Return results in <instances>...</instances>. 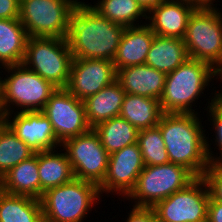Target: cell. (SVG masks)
<instances>
[{
	"mask_svg": "<svg viewBox=\"0 0 222 222\" xmlns=\"http://www.w3.org/2000/svg\"><path fill=\"white\" fill-rule=\"evenodd\" d=\"M214 78L220 79L222 81V58L221 61L214 67ZM215 95L217 98L222 99V90L219 91L215 90Z\"/></svg>",
	"mask_w": 222,
	"mask_h": 222,
	"instance_id": "cell-35",
	"label": "cell"
},
{
	"mask_svg": "<svg viewBox=\"0 0 222 222\" xmlns=\"http://www.w3.org/2000/svg\"><path fill=\"white\" fill-rule=\"evenodd\" d=\"M169 1H180V2H186L189 4H192L196 7H201L202 5L197 0H169Z\"/></svg>",
	"mask_w": 222,
	"mask_h": 222,
	"instance_id": "cell-37",
	"label": "cell"
},
{
	"mask_svg": "<svg viewBox=\"0 0 222 222\" xmlns=\"http://www.w3.org/2000/svg\"><path fill=\"white\" fill-rule=\"evenodd\" d=\"M200 114L163 113L158 123L171 163L185 166L196 177L210 166ZM200 118V119H199Z\"/></svg>",
	"mask_w": 222,
	"mask_h": 222,
	"instance_id": "cell-2",
	"label": "cell"
},
{
	"mask_svg": "<svg viewBox=\"0 0 222 222\" xmlns=\"http://www.w3.org/2000/svg\"><path fill=\"white\" fill-rule=\"evenodd\" d=\"M188 58L189 55L183 39L155 35L145 64L167 75Z\"/></svg>",
	"mask_w": 222,
	"mask_h": 222,
	"instance_id": "cell-21",
	"label": "cell"
},
{
	"mask_svg": "<svg viewBox=\"0 0 222 222\" xmlns=\"http://www.w3.org/2000/svg\"><path fill=\"white\" fill-rule=\"evenodd\" d=\"M125 28L79 1L71 13L66 38L73 59L113 61Z\"/></svg>",
	"mask_w": 222,
	"mask_h": 222,
	"instance_id": "cell-1",
	"label": "cell"
},
{
	"mask_svg": "<svg viewBox=\"0 0 222 222\" xmlns=\"http://www.w3.org/2000/svg\"><path fill=\"white\" fill-rule=\"evenodd\" d=\"M3 69L9 74L4 79L1 77L0 112L4 115L13 114L14 106L19 109L17 112L42 111L50 96L58 89L23 64Z\"/></svg>",
	"mask_w": 222,
	"mask_h": 222,
	"instance_id": "cell-4",
	"label": "cell"
},
{
	"mask_svg": "<svg viewBox=\"0 0 222 222\" xmlns=\"http://www.w3.org/2000/svg\"><path fill=\"white\" fill-rule=\"evenodd\" d=\"M35 152L6 125L0 132V179Z\"/></svg>",
	"mask_w": 222,
	"mask_h": 222,
	"instance_id": "cell-28",
	"label": "cell"
},
{
	"mask_svg": "<svg viewBox=\"0 0 222 222\" xmlns=\"http://www.w3.org/2000/svg\"><path fill=\"white\" fill-rule=\"evenodd\" d=\"M162 115L158 99L126 93L119 116L142 130L156 127Z\"/></svg>",
	"mask_w": 222,
	"mask_h": 222,
	"instance_id": "cell-24",
	"label": "cell"
},
{
	"mask_svg": "<svg viewBox=\"0 0 222 222\" xmlns=\"http://www.w3.org/2000/svg\"><path fill=\"white\" fill-rule=\"evenodd\" d=\"M113 61L104 59H73L66 89L79 100L98 93L116 80Z\"/></svg>",
	"mask_w": 222,
	"mask_h": 222,
	"instance_id": "cell-14",
	"label": "cell"
},
{
	"mask_svg": "<svg viewBox=\"0 0 222 222\" xmlns=\"http://www.w3.org/2000/svg\"><path fill=\"white\" fill-rule=\"evenodd\" d=\"M214 78V68L206 62L188 58L166 75L163 93L159 99L163 113H193L201 93ZM196 100V101H195ZM194 103V105H193Z\"/></svg>",
	"mask_w": 222,
	"mask_h": 222,
	"instance_id": "cell-3",
	"label": "cell"
},
{
	"mask_svg": "<svg viewBox=\"0 0 222 222\" xmlns=\"http://www.w3.org/2000/svg\"><path fill=\"white\" fill-rule=\"evenodd\" d=\"M210 191L204 177H196L183 189L152 208L157 222H207Z\"/></svg>",
	"mask_w": 222,
	"mask_h": 222,
	"instance_id": "cell-10",
	"label": "cell"
},
{
	"mask_svg": "<svg viewBox=\"0 0 222 222\" xmlns=\"http://www.w3.org/2000/svg\"><path fill=\"white\" fill-rule=\"evenodd\" d=\"M41 216L40 200L0 190V222H37Z\"/></svg>",
	"mask_w": 222,
	"mask_h": 222,
	"instance_id": "cell-26",
	"label": "cell"
},
{
	"mask_svg": "<svg viewBox=\"0 0 222 222\" xmlns=\"http://www.w3.org/2000/svg\"><path fill=\"white\" fill-rule=\"evenodd\" d=\"M196 176L185 166L167 163L154 166H144L139 174L135 187L125 197L136 207H153L189 183Z\"/></svg>",
	"mask_w": 222,
	"mask_h": 222,
	"instance_id": "cell-7",
	"label": "cell"
},
{
	"mask_svg": "<svg viewBox=\"0 0 222 222\" xmlns=\"http://www.w3.org/2000/svg\"><path fill=\"white\" fill-rule=\"evenodd\" d=\"M125 94L119 82L115 80L98 93L87 97L83 102L89 126L94 128L101 122L118 117Z\"/></svg>",
	"mask_w": 222,
	"mask_h": 222,
	"instance_id": "cell-20",
	"label": "cell"
},
{
	"mask_svg": "<svg viewBox=\"0 0 222 222\" xmlns=\"http://www.w3.org/2000/svg\"><path fill=\"white\" fill-rule=\"evenodd\" d=\"M62 151L63 149L38 152L41 197L48 189L69 183L75 178L68 156Z\"/></svg>",
	"mask_w": 222,
	"mask_h": 222,
	"instance_id": "cell-23",
	"label": "cell"
},
{
	"mask_svg": "<svg viewBox=\"0 0 222 222\" xmlns=\"http://www.w3.org/2000/svg\"><path fill=\"white\" fill-rule=\"evenodd\" d=\"M100 195L97 184L74 178L42 194V215L54 222H83L103 196Z\"/></svg>",
	"mask_w": 222,
	"mask_h": 222,
	"instance_id": "cell-5",
	"label": "cell"
},
{
	"mask_svg": "<svg viewBox=\"0 0 222 222\" xmlns=\"http://www.w3.org/2000/svg\"><path fill=\"white\" fill-rule=\"evenodd\" d=\"M61 146L63 152L66 151L76 179L89 181L98 186L103 182L110 154L102 146L93 128L65 140Z\"/></svg>",
	"mask_w": 222,
	"mask_h": 222,
	"instance_id": "cell-11",
	"label": "cell"
},
{
	"mask_svg": "<svg viewBox=\"0 0 222 222\" xmlns=\"http://www.w3.org/2000/svg\"><path fill=\"white\" fill-rule=\"evenodd\" d=\"M144 166L138 143L111 153L106 176L99 185L100 194L115 192L125 198L135 187Z\"/></svg>",
	"mask_w": 222,
	"mask_h": 222,
	"instance_id": "cell-13",
	"label": "cell"
},
{
	"mask_svg": "<svg viewBox=\"0 0 222 222\" xmlns=\"http://www.w3.org/2000/svg\"><path fill=\"white\" fill-rule=\"evenodd\" d=\"M93 129L109 154L137 143L139 130L120 116L101 122Z\"/></svg>",
	"mask_w": 222,
	"mask_h": 222,
	"instance_id": "cell-25",
	"label": "cell"
},
{
	"mask_svg": "<svg viewBox=\"0 0 222 222\" xmlns=\"http://www.w3.org/2000/svg\"><path fill=\"white\" fill-rule=\"evenodd\" d=\"M0 184L1 190L5 193L40 200L41 184L38 174V152L7 172L0 179Z\"/></svg>",
	"mask_w": 222,
	"mask_h": 222,
	"instance_id": "cell-19",
	"label": "cell"
},
{
	"mask_svg": "<svg viewBox=\"0 0 222 222\" xmlns=\"http://www.w3.org/2000/svg\"><path fill=\"white\" fill-rule=\"evenodd\" d=\"M80 0H22L19 20L29 37L67 38L71 13Z\"/></svg>",
	"mask_w": 222,
	"mask_h": 222,
	"instance_id": "cell-9",
	"label": "cell"
},
{
	"mask_svg": "<svg viewBox=\"0 0 222 222\" xmlns=\"http://www.w3.org/2000/svg\"><path fill=\"white\" fill-rule=\"evenodd\" d=\"M166 74L146 64L117 70L116 80L126 93L160 99Z\"/></svg>",
	"mask_w": 222,
	"mask_h": 222,
	"instance_id": "cell-18",
	"label": "cell"
},
{
	"mask_svg": "<svg viewBox=\"0 0 222 222\" xmlns=\"http://www.w3.org/2000/svg\"><path fill=\"white\" fill-rule=\"evenodd\" d=\"M143 10L148 13L153 7H155L162 0H136Z\"/></svg>",
	"mask_w": 222,
	"mask_h": 222,
	"instance_id": "cell-36",
	"label": "cell"
},
{
	"mask_svg": "<svg viewBox=\"0 0 222 222\" xmlns=\"http://www.w3.org/2000/svg\"><path fill=\"white\" fill-rule=\"evenodd\" d=\"M212 96L211 97V102H208V106L205 109L207 112L208 120L210 119L212 121L213 128L214 129V133H215V138H214V142L216 147L214 148V150L217 148L220 151V155L219 157L214 156L211 144L209 143L210 141L208 140L209 138L206 137V151H207V155H208V159L210 163H215V162H222V99H219L216 97V95L212 92L211 93ZM209 109V110H208Z\"/></svg>",
	"mask_w": 222,
	"mask_h": 222,
	"instance_id": "cell-30",
	"label": "cell"
},
{
	"mask_svg": "<svg viewBox=\"0 0 222 222\" xmlns=\"http://www.w3.org/2000/svg\"><path fill=\"white\" fill-rule=\"evenodd\" d=\"M155 37L147 23L126 27L113 59L116 71L129 66L145 64L150 46Z\"/></svg>",
	"mask_w": 222,
	"mask_h": 222,
	"instance_id": "cell-17",
	"label": "cell"
},
{
	"mask_svg": "<svg viewBox=\"0 0 222 222\" xmlns=\"http://www.w3.org/2000/svg\"><path fill=\"white\" fill-rule=\"evenodd\" d=\"M37 222H54V221L49 220V219L45 218V217L42 215Z\"/></svg>",
	"mask_w": 222,
	"mask_h": 222,
	"instance_id": "cell-40",
	"label": "cell"
},
{
	"mask_svg": "<svg viewBox=\"0 0 222 222\" xmlns=\"http://www.w3.org/2000/svg\"><path fill=\"white\" fill-rule=\"evenodd\" d=\"M6 125L35 153L61 149L52 124L42 111L15 112L6 114ZM12 118V119H11Z\"/></svg>",
	"mask_w": 222,
	"mask_h": 222,
	"instance_id": "cell-15",
	"label": "cell"
},
{
	"mask_svg": "<svg viewBox=\"0 0 222 222\" xmlns=\"http://www.w3.org/2000/svg\"><path fill=\"white\" fill-rule=\"evenodd\" d=\"M203 177L208 184L210 195L222 202V162L210 163Z\"/></svg>",
	"mask_w": 222,
	"mask_h": 222,
	"instance_id": "cell-31",
	"label": "cell"
},
{
	"mask_svg": "<svg viewBox=\"0 0 222 222\" xmlns=\"http://www.w3.org/2000/svg\"><path fill=\"white\" fill-rule=\"evenodd\" d=\"M207 222H222V202L210 196L208 202Z\"/></svg>",
	"mask_w": 222,
	"mask_h": 222,
	"instance_id": "cell-34",
	"label": "cell"
},
{
	"mask_svg": "<svg viewBox=\"0 0 222 222\" xmlns=\"http://www.w3.org/2000/svg\"><path fill=\"white\" fill-rule=\"evenodd\" d=\"M19 7L18 0H0V19H18Z\"/></svg>",
	"mask_w": 222,
	"mask_h": 222,
	"instance_id": "cell-33",
	"label": "cell"
},
{
	"mask_svg": "<svg viewBox=\"0 0 222 222\" xmlns=\"http://www.w3.org/2000/svg\"><path fill=\"white\" fill-rule=\"evenodd\" d=\"M128 213L126 222H157L156 215L152 207H136Z\"/></svg>",
	"mask_w": 222,
	"mask_h": 222,
	"instance_id": "cell-32",
	"label": "cell"
},
{
	"mask_svg": "<svg viewBox=\"0 0 222 222\" xmlns=\"http://www.w3.org/2000/svg\"><path fill=\"white\" fill-rule=\"evenodd\" d=\"M28 38L19 18L0 19V69L22 64Z\"/></svg>",
	"mask_w": 222,
	"mask_h": 222,
	"instance_id": "cell-22",
	"label": "cell"
},
{
	"mask_svg": "<svg viewBox=\"0 0 222 222\" xmlns=\"http://www.w3.org/2000/svg\"><path fill=\"white\" fill-rule=\"evenodd\" d=\"M183 40L189 58L214 68L222 58V12L219 8L197 7L189 18Z\"/></svg>",
	"mask_w": 222,
	"mask_h": 222,
	"instance_id": "cell-8",
	"label": "cell"
},
{
	"mask_svg": "<svg viewBox=\"0 0 222 222\" xmlns=\"http://www.w3.org/2000/svg\"><path fill=\"white\" fill-rule=\"evenodd\" d=\"M72 61L66 38L29 37L22 64L55 87L66 88Z\"/></svg>",
	"mask_w": 222,
	"mask_h": 222,
	"instance_id": "cell-6",
	"label": "cell"
},
{
	"mask_svg": "<svg viewBox=\"0 0 222 222\" xmlns=\"http://www.w3.org/2000/svg\"><path fill=\"white\" fill-rule=\"evenodd\" d=\"M196 8L186 2L162 0L147 13L148 25L155 35L183 39Z\"/></svg>",
	"mask_w": 222,
	"mask_h": 222,
	"instance_id": "cell-16",
	"label": "cell"
},
{
	"mask_svg": "<svg viewBox=\"0 0 222 222\" xmlns=\"http://www.w3.org/2000/svg\"><path fill=\"white\" fill-rule=\"evenodd\" d=\"M137 143L145 166L161 165L170 162L158 126L139 130Z\"/></svg>",
	"mask_w": 222,
	"mask_h": 222,
	"instance_id": "cell-29",
	"label": "cell"
},
{
	"mask_svg": "<svg viewBox=\"0 0 222 222\" xmlns=\"http://www.w3.org/2000/svg\"><path fill=\"white\" fill-rule=\"evenodd\" d=\"M52 124L57 139L65 140L88 132L85 105L66 88H58L42 110Z\"/></svg>",
	"mask_w": 222,
	"mask_h": 222,
	"instance_id": "cell-12",
	"label": "cell"
},
{
	"mask_svg": "<svg viewBox=\"0 0 222 222\" xmlns=\"http://www.w3.org/2000/svg\"><path fill=\"white\" fill-rule=\"evenodd\" d=\"M97 2L90 6L101 16L124 27L138 26L137 22L141 18L147 21V13L136 0H97Z\"/></svg>",
	"mask_w": 222,
	"mask_h": 222,
	"instance_id": "cell-27",
	"label": "cell"
},
{
	"mask_svg": "<svg viewBox=\"0 0 222 222\" xmlns=\"http://www.w3.org/2000/svg\"><path fill=\"white\" fill-rule=\"evenodd\" d=\"M6 126V118L3 113L0 112V132Z\"/></svg>",
	"mask_w": 222,
	"mask_h": 222,
	"instance_id": "cell-39",
	"label": "cell"
},
{
	"mask_svg": "<svg viewBox=\"0 0 222 222\" xmlns=\"http://www.w3.org/2000/svg\"><path fill=\"white\" fill-rule=\"evenodd\" d=\"M202 6H214L215 4H213L214 3V1L215 2H217L216 0H197Z\"/></svg>",
	"mask_w": 222,
	"mask_h": 222,
	"instance_id": "cell-38",
	"label": "cell"
}]
</instances>
